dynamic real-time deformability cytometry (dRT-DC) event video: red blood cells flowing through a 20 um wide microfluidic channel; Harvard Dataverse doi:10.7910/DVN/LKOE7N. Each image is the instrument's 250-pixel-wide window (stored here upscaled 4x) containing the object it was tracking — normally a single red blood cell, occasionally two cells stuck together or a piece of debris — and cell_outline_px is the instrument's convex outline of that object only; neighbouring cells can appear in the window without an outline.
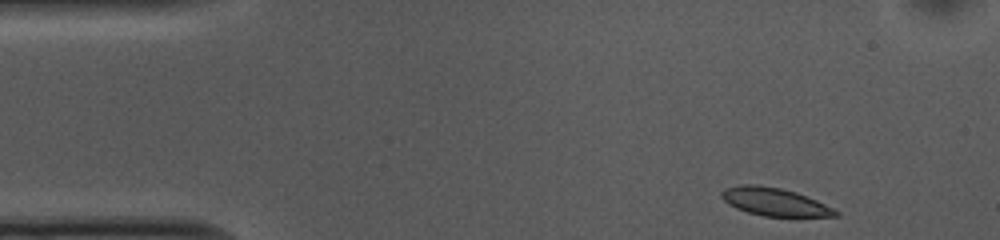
{"species": "common noctule bat (a hibernating species)", "species_latin": "Nyctalus noctula", "temperature_condition": "cold", "stored_images_in_passage": 49, "camera_frame_rate_fps": 3000, "um_per_image_px": 0.085, "animal": {"sex": "female", "body_mass_g": 10.0, "forearm_length_mm": 53.1}, "frame": {"image": 1, "passage_image": 1, "time_ms": 0.0, "image_size_px": [1000, 240], "cell_outline_px": [[840, 216], [764, 216], [748, 212], [736, 208], [728, 204], [720, 196], [720, 192], [724, 188], [740, 184], [756, 184], [780, 188], [796, 192], [816, 200], [840, 212]], "centroid_in_image_um": [65.8, 17.14], "position_along_channel_um": 19.2, "area_um2": 18.5}}
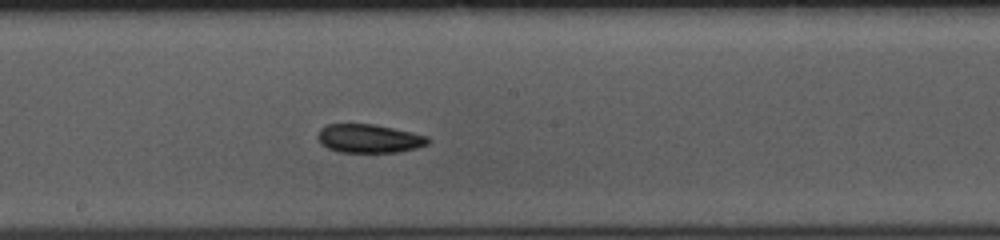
{"frame": {"image": 2, "passage_image": 23, "time_ms": 7.333, "image_size_px": [1000, 240], "cell_outline_px": [[428, 144], [416, 148], [396, 152], [340, 152], [328, 148], [320, 144], [316, 136], [320, 128], [328, 124], [372, 124], [412, 132], [428, 136]], "centroid_in_image_um": [31.33, 11.77], "position_along_channel_um": 216.9, "area_um2": 18.32}}
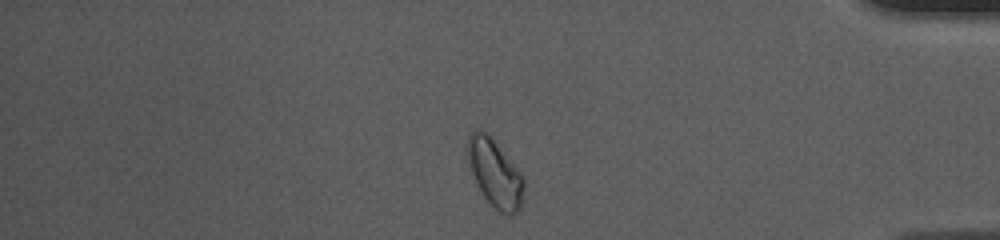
{"frame": {"image": 3, "passage_image": 40, "time_ms": 13.0, "image_size_px": [1000, 240], "cell_outline_px": [[524, 188], [520, 208], [512, 216], [508, 216], [500, 212], [484, 196], [472, 172], [464, 152], [468, 136], [472, 128], [484, 128], [524, 176]], "centroid_in_image_um": [42.04, 14.63], "position_along_channel_um": 393.2, "area_um2": 22.48}, "authors_computed_cell_mechanics": {"area_um2": 19.4786, "velocity_mm_per_s": 3.6835, "shape_relaxation_time_tau1_ms": 9.467, "shape_relaxation_time_tau2_ms": null, "deformation_change_tau1": 0.1065, "deformation_change_tau2": null}}